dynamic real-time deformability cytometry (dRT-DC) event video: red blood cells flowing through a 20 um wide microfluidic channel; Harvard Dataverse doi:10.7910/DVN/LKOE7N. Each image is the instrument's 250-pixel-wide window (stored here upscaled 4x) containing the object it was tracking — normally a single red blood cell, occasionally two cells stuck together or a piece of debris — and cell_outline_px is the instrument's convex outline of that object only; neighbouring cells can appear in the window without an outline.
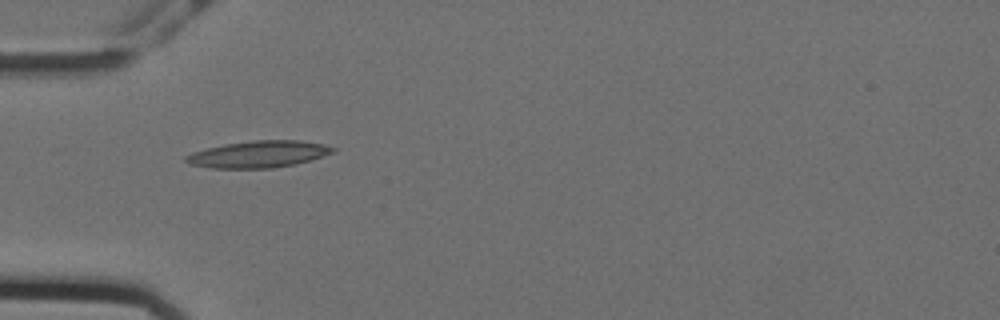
{"species": "Egyptian fruit bat (a non-hibernating species)", "species_latin": "Rousettus aegyptiacus", "temperature_condition": "cold", "stored_images_in_passage": 26, "camera_frame_rate_fps": 3000, "um_per_image_px": 0.085, "animal": {"sex": "female"}, "frame": {"image": 1, "passage_image": 1, "time_ms": 0.0, "image_size_px": [1000, 320], "cell_outline_px": [[336, 152], [312, 160], [296, 164], [272, 168], [212, 168], [188, 164], [184, 160], [184, 156], [192, 152], [224, 144], [252, 140], [300, 140], [324, 144], [336, 148]], "centroid_in_image_um": [22.0, 13.11], "position_along_channel_um": 63.0, "area_um2": 23.18}}
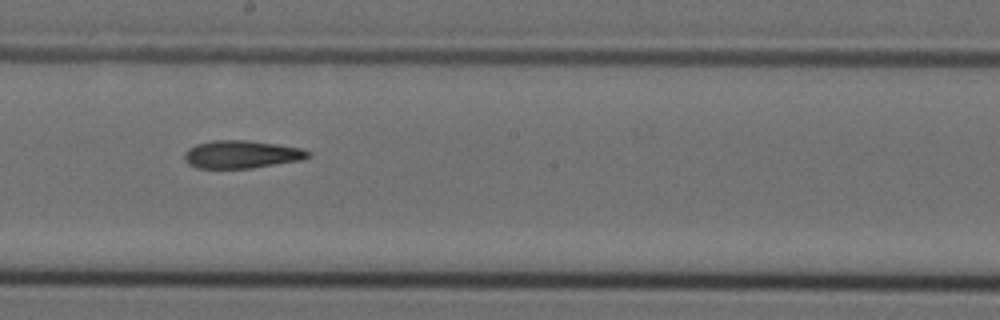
{"frame": {"image": 2, "passage_image": 15, "time_ms": 4.667, "image_size_px": [1000, 320], "cell_outline_px": [[312, 156], [304, 160], [252, 168], [196, 168], [188, 164], [184, 160], [184, 152], [188, 148], [196, 144], [212, 140], [248, 140], [276, 144], [300, 148], [312, 152]], "centroid_in_image_um": [20.54, 13.12], "position_along_channel_um": 227.7, "area_um2": 20.35}}
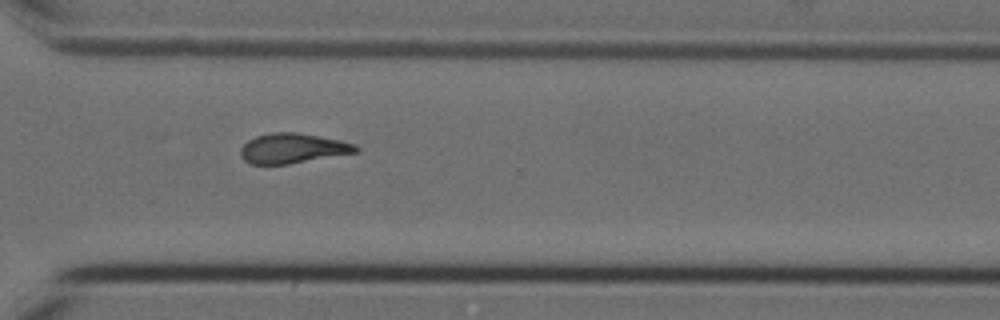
{"frame": {"image": 3, "passage_image": 25, "time_ms": 8.0, "image_size_px": [1000, 320], "cell_outline_px": [[360, 148], [356, 152], [288, 164], [248, 164], [240, 156], [240, 148], [248, 140], [256, 136], [272, 132], [296, 132], [356, 144]], "centroid_in_image_um": [24.81, 12.61], "position_along_channel_um": 345.8, "area_um2": 19.88}, "authors_computed_cell_mechanics": {"area_um2": 20.1722, "velocity_mm_per_s": 3.5634, "shape_relaxation_time_tau1_ms": null, "shape_relaxation_time_tau2_ms": 10.1816, "deformation_change_tau1": null, "deformation_change_tau2": 0.2302}}